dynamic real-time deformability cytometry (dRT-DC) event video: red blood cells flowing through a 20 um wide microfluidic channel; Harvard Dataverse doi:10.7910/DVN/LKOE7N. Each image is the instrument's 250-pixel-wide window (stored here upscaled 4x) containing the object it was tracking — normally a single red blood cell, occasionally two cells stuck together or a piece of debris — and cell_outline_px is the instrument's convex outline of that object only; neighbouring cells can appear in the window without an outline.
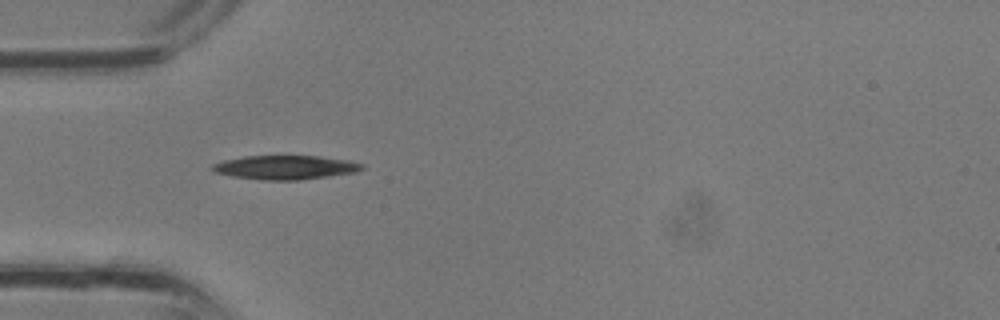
{"species": "common noctule bat (a hibernating species)", "species_latin": "Nyctalus noctula", "temperature_condition": "room temperature", "stored_images_in_passage": 3, "camera_frame_rate_fps": 3000, "um_per_image_px": 0.085, "animal": {"sex": "male", "body_mass_g": 13.3}, "frame": {"image": 1, "passage_image": 1, "time_ms": 0.0, "image_size_px": [1000, 320], "cell_outline_px": [[364, 168], [356, 172], [300, 180], [260, 180], [232, 176], [216, 172], [208, 168], [212, 164], [224, 160], [244, 156], [320, 156], [348, 160], [364, 164]], "centroid_in_image_um": [24.24, 14.23], "position_along_channel_um": 60.8, "area_um2": 20.98}}
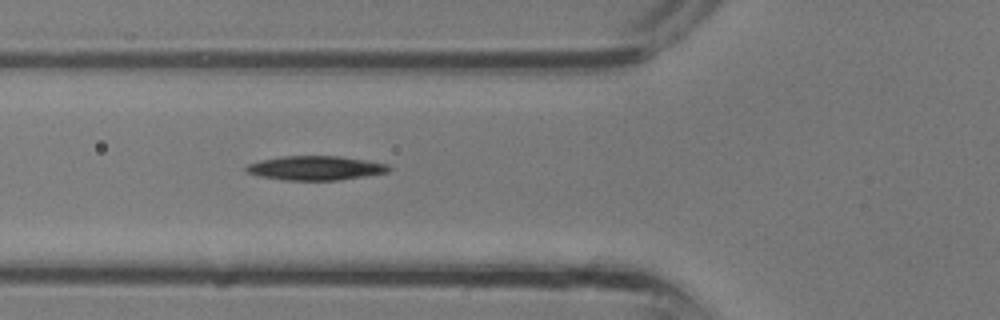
{"frame": {"image": 2, "passage_image": 3, "time_ms": 0.667, "image_size_px": [1000, 320], "cell_outline_px": [[392, 168], [388, 172], [340, 180], [284, 180], [260, 176], [244, 172], [244, 168], [248, 164], [260, 160], [284, 156], [340, 156], [368, 160], [388, 164]], "centroid_in_image_um": [26.82, 14.28], "position_along_channel_um": 99.0, "area_um2": 20.23}}